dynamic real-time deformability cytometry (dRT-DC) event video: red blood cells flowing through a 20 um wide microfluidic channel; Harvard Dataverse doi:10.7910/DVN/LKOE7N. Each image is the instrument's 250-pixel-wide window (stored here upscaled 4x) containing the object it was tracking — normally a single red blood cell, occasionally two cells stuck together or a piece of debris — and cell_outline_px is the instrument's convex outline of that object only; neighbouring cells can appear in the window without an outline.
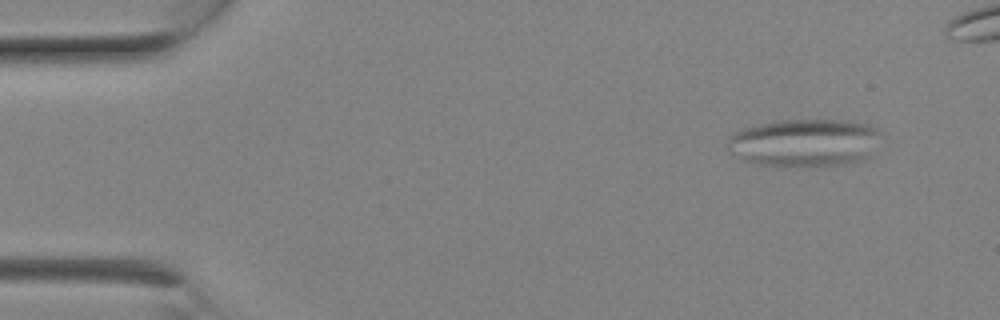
{"species": "Egyptian fruit bat (a non-hibernating species)", "species_latin": "Rousettus aegyptiacus", "temperature_condition": "room temperature", "stored_images_in_passage": 6, "camera_frame_rate_fps": 3000, "um_per_image_px": 0.085, "animal": {"sex": "female"}, "frame": {"image": 1, "passage_image": 1, "time_ms": 0.0, "image_size_px": [1000, 320], "cell_outline_px": [[884, 132], [872, 156], [864, 160], [820, 168], [784, 168], [756, 164], [744, 160], [732, 152], [728, 148], [728, 136], [740, 128], [776, 120], [844, 120], [868, 124], [880, 128]], "centroid_in_image_um": [68.45, 12.16], "position_along_channel_um": 16.5, "area_um2": 44.45}}